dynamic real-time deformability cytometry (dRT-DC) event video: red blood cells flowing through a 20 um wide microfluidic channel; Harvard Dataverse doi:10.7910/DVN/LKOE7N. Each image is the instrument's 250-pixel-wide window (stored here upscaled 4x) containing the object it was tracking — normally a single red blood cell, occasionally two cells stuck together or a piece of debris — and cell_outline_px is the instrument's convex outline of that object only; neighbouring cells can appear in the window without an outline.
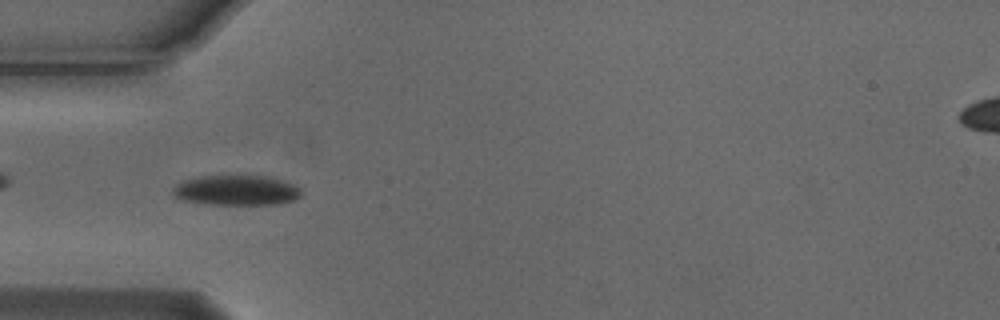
{"species": "Egyptian fruit bat (a non-hibernating species)", "species_latin": "Rousettus aegyptiacus", "temperature_condition": "cold", "stored_images_in_passage": 36, "camera_frame_rate_fps": 3000, "um_per_image_px": 0.085, "animal": {"sex": "male"}, "frame": {"image": 1, "passage_image": 2, "time_ms": 0.333, "image_size_px": [1000, 320], "cell_outline_px": [[304, 192], [296, 200], [280, 204], [208, 204], [184, 200], [176, 196], [172, 192], [172, 188], [176, 184], [184, 180], [196, 176], [268, 176], [292, 184], [300, 188]], "centroid_in_image_um": [20.12, 16.17], "position_along_channel_um": 64.9, "area_um2": 22.54}}
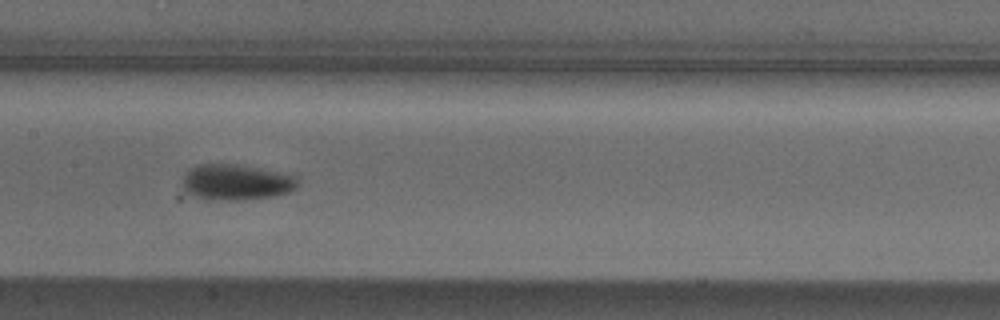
{"frame": {"image": 2, "passage_image": 12, "time_ms": 3.667, "image_size_px": [1000, 320], "cell_outline_px": [[296, 188], [288, 192], [272, 196], [236, 200], [208, 200], [192, 196], [184, 188], [184, 176], [196, 164], [236, 164], [260, 168], [296, 176]], "centroid_in_image_um": [20.05, 15.49], "position_along_channel_um": 187.3, "area_um2": 23.7}}
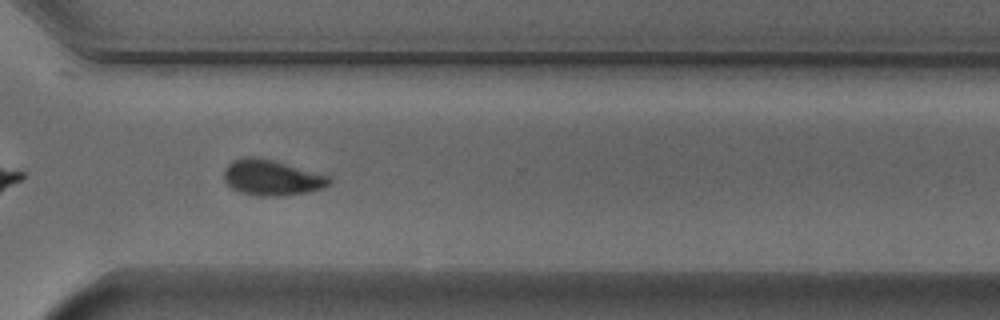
{"frame": {"image": 3, "passage_image": 25, "time_ms": 8.0, "image_size_px": [1000, 320], "cell_outline_px": [[332, 180], [324, 188], [308, 192], [284, 196], [256, 196], [240, 192], [232, 188], [224, 180], [224, 168], [232, 160], [244, 156], [256, 156], [272, 160], [328, 176]], "centroid_in_image_um": [23.05, 15.1], "position_along_channel_um": 347.6, "area_um2": 21.85}, "authors_computed_cell_mechanics": {"area_um2": 22.5998, "velocity_mm_per_s": 3.7023, "shape_relaxation_time_tau1_ms": 2.4093, "shape_relaxation_time_tau2_ms": null, "deformation_change_tau1": 0.1075, "deformation_change_tau2": null}}